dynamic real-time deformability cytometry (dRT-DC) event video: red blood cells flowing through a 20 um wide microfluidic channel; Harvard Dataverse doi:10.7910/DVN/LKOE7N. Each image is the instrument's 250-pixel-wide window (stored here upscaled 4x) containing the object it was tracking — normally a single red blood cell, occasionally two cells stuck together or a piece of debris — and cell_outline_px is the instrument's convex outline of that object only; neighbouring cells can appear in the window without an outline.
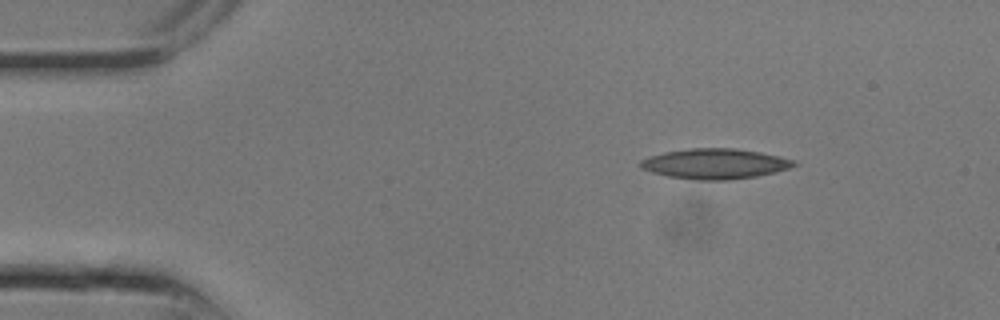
{"species": "common noctule bat (a hibernating species)", "species_latin": "Nyctalus noctula", "temperature_condition": "room temperature", "stored_images_in_passage": 6, "camera_frame_rate_fps": 3000, "um_per_image_px": 0.085, "animal": {"sex": "male", "body_mass_g": 13.3}, "frame": {"image": 1, "passage_image": 1, "time_ms": 0.0, "image_size_px": [1000, 320], "cell_outline_px": [[800, 164], [776, 172], [756, 176], [728, 180], [696, 180], [668, 176], [652, 172], [640, 168], [636, 164], [640, 160], [648, 156], [664, 152], [688, 148], [736, 148], [760, 152], [780, 156], [796, 160]], "centroid_in_image_um": [60.76, 13.91], "position_along_channel_um": 24.2, "area_um2": 27.4}}
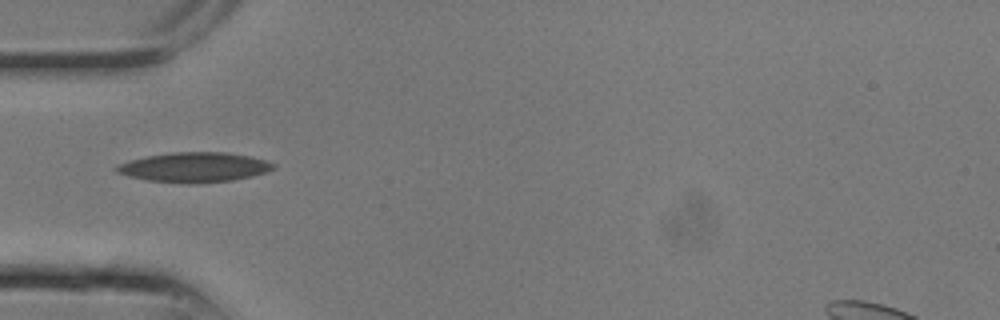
{"frame": {"image": 2, "passage_image": 5, "time_ms": 1.333, "image_size_px": [1000, 320], "cell_outline_px": [[276, 168], [268, 172], [252, 176], [232, 180], [148, 180], [128, 176], [116, 172], [116, 168], [120, 164], [132, 160], [148, 156], [172, 152], [224, 152], [252, 156], [276, 164]], "centroid_in_image_um": [16.6, 14.16], "position_along_channel_um": 68.4, "area_um2": 25.89}}